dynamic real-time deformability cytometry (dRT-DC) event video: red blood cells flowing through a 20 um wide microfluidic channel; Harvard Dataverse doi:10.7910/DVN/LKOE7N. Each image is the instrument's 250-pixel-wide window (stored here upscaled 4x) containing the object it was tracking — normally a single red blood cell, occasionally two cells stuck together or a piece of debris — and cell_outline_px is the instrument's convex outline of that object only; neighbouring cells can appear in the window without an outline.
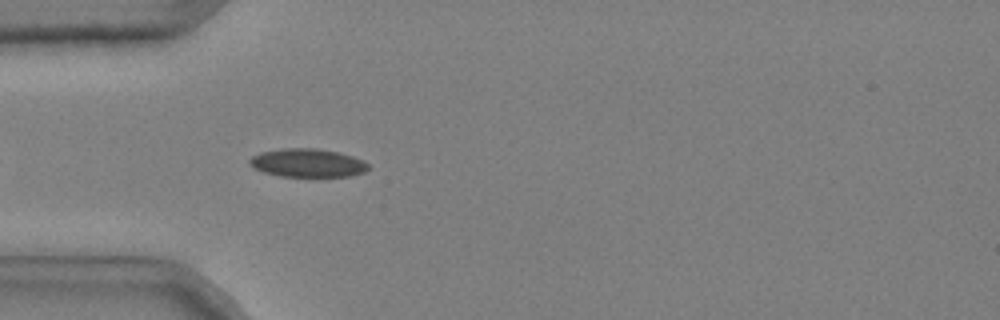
{"species": "common noctule bat (a hibernating species)", "species_latin": "Nyctalus noctula", "temperature_condition": "cold", "stored_images_in_passage": 19, "camera_frame_rate_fps": 3000, "um_per_image_px": 0.085, "animal": {"sex": "male", "body_mass_g": 20.4}, "frame": {"image": 1, "passage_image": 6, "time_ms": 1.667, "image_size_px": [1000, 320], "cell_outline_px": [[368, 168], [364, 172], [352, 176], [280, 176], [264, 172], [252, 168], [248, 164], [248, 160], [252, 156], [260, 152], [284, 148], [316, 148], [336, 152], [352, 156], [364, 160], [368, 164]], "centroid_in_image_um": [26.11, 13.84], "position_along_channel_um": 58.9, "area_um2": 19.65}}